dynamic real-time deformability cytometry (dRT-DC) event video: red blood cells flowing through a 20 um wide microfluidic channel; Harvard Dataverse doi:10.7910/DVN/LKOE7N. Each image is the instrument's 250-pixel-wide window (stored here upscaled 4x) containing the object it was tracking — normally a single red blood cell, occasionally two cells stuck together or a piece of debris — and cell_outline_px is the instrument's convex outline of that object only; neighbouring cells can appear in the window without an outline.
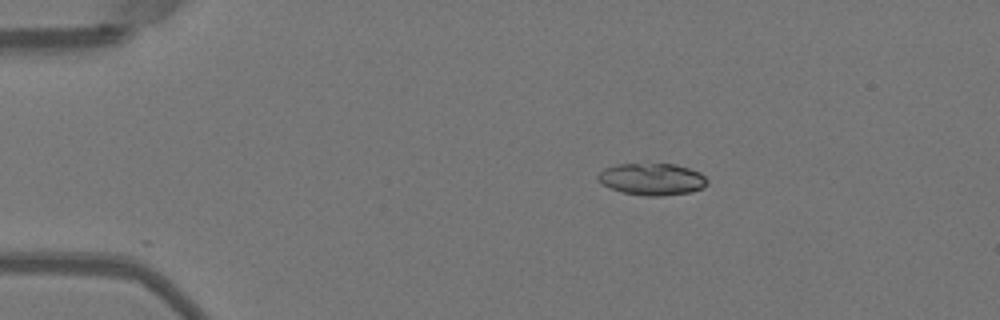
{"species": "Egyptian fruit bat (a non-hibernating species)", "species_latin": "Rousettus aegyptiacus", "temperature_condition": "warm", "stored_images_in_passage": 26, "camera_frame_rate_fps": 3000, "um_per_image_px": 0.085, "animal": {"sex": "female"}, "frame": {"image": 1, "passage_image": 1, "time_ms": 0.0, "image_size_px": [1000, 320], "cell_outline_px": [[708, 184], [704, 188], [692, 192], [660, 196], [644, 196], [620, 192], [608, 188], [596, 176], [604, 168], [616, 164], [676, 164], [700, 172], [708, 180]], "centroid_in_image_um": [55.44, 15.24], "position_along_channel_um": 29.6, "area_um2": 20.52}}
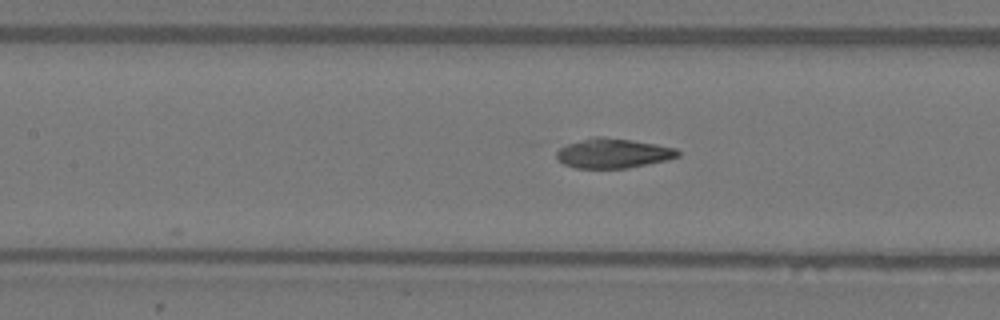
{"frame": {"image": 2, "passage_image": 15, "time_ms": 4.667, "image_size_px": [1000, 320], "cell_outline_px": [[680, 156], [664, 160], [628, 168], [576, 168], [564, 164], [556, 156], [556, 152], [560, 148], [568, 144], [592, 136], [604, 136], [632, 140], [656, 144], [676, 148], [680, 152]], "centroid_in_image_um": [52.11, 13.02], "position_along_channel_um": 155.3, "area_um2": 20.87}}
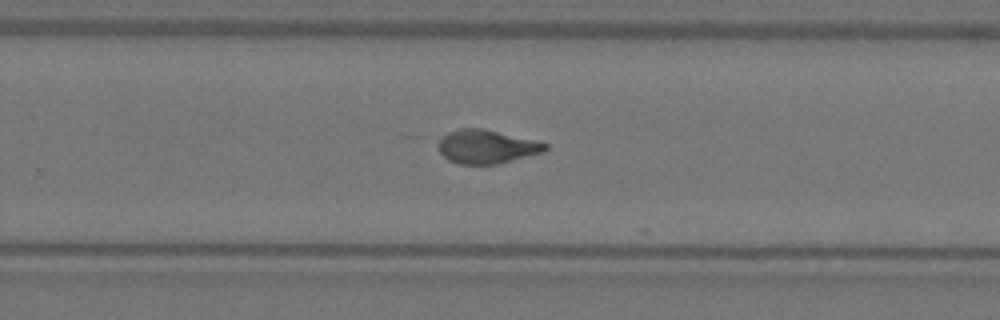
{"frame": {"image": 3, "passage_image": 25, "time_ms": 8.0, "image_size_px": [1000, 320], "cell_outline_px": [[548, 148], [544, 152], [496, 164], [460, 164], [448, 160], [440, 152], [436, 144], [436, 140], [448, 132], [464, 128], [484, 128], [548, 144]], "centroid_in_image_um": [41.31, 12.46], "position_along_channel_um": 288.5, "area_um2": 20.92}}